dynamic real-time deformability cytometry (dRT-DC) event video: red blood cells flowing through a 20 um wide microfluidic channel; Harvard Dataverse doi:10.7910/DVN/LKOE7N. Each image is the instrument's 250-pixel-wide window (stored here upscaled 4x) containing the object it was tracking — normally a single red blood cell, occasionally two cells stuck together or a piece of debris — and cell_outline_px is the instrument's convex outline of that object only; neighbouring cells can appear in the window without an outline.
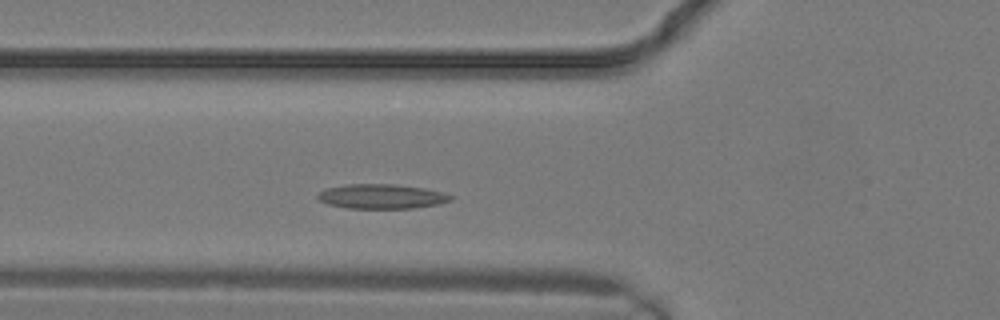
{"species": "common noctule bat (a hibernating species)", "species_latin": "Nyctalus noctula", "temperature_condition": "warm", "stored_images_in_passage": 10, "camera_frame_rate_fps": 3000, "um_per_image_px": 0.085, "animal": {"sex": "male", "body_mass_g": 19.2, "forearm_length_mm": 51.8}, "frame": {"image": 1, "passage_image": 5, "time_ms": 1.333, "image_size_px": [1000, 320], "cell_outline_px": [[456, 196], [452, 200], [440, 204], [412, 208], [348, 208], [328, 204], [320, 200], [316, 196], [320, 192], [328, 188], [348, 184], [392, 184], [424, 188], [444, 192]], "centroid_in_image_um": [32.51, 16.69], "position_along_channel_um": 93.3, "area_um2": 19.02}}
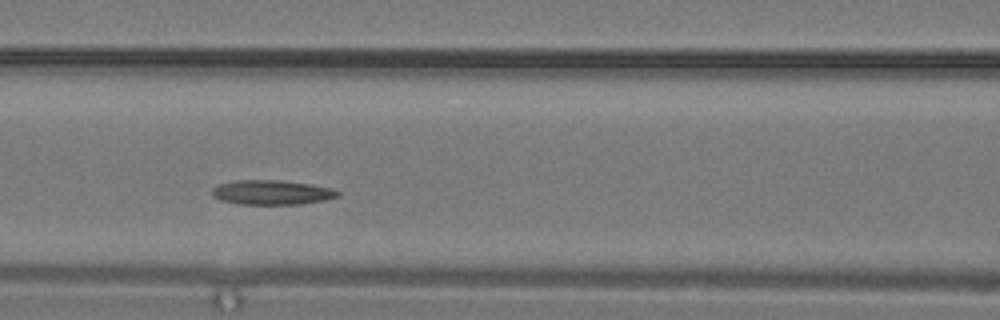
{"frame": {"image": 2, "passage_image": 7, "time_ms": 2.0, "image_size_px": [1000, 320], "cell_outline_px": [[340, 196], [324, 200], [300, 204], [240, 204], [220, 200], [212, 196], [212, 188], [216, 184], [236, 180], [276, 180], [308, 184], [332, 188], [340, 192]], "centroid_in_image_um": [23.06, 16.35], "position_along_channel_um": 143.5, "area_um2": 17.98}}
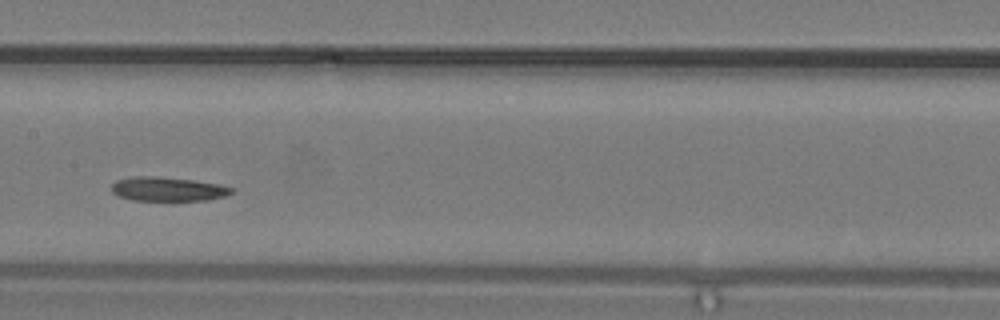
{"frame": {"image": 3, "passage_image": 9, "time_ms": 2.667, "image_size_px": [1000, 320], "cell_outline_px": [[232, 192], [224, 196], [208, 200], [132, 200], [120, 196], [112, 192], [112, 184], [116, 180], [136, 176], [160, 176], [196, 180], [220, 184], [232, 188]], "centroid_in_image_um": [14.26, 16.06], "position_along_channel_um": 193.1, "area_um2": 16.82}}